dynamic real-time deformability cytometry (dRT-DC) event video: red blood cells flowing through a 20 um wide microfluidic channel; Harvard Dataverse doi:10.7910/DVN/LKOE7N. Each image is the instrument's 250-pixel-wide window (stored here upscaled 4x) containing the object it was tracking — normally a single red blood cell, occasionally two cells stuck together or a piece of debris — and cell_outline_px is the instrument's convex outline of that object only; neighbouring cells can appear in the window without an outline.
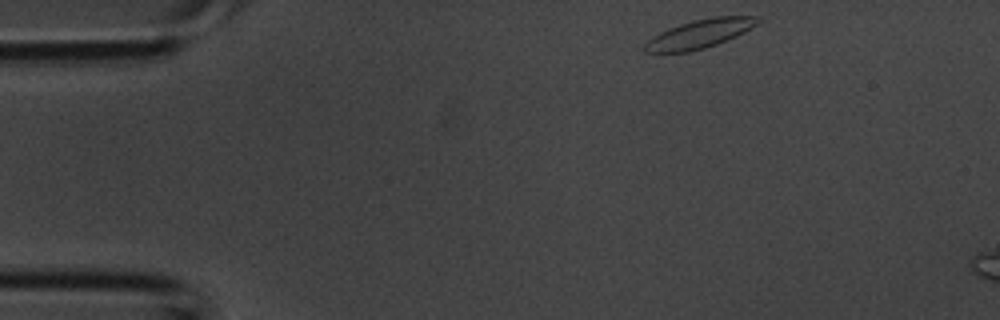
{"species": "common noctule bat (a hibernating species)", "species_latin": "Nyctalus noctula", "temperature_condition": "room temperature", "stored_images_in_passage": 2, "camera_frame_rate_fps": 3000, "um_per_image_px": 0.085, "animal": {"sex": "male", "body_mass_g": 20.1, "forearm_length_mm": 53.5}, "frame": {"image": 1, "passage_image": 1, "time_ms": 0.0, "image_size_px": [1000, 320], "cell_outline_px": [[760, 20], [756, 24], [744, 32], [736, 36], [716, 44], [704, 48], [688, 52], [644, 52], [644, 44], [652, 36], [668, 28], [692, 20], [712, 16], [756, 16]], "centroid_in_image_um": [59.44, 2.87], "position_along_channel_um": 25.6, "area_um2": 18.73}}